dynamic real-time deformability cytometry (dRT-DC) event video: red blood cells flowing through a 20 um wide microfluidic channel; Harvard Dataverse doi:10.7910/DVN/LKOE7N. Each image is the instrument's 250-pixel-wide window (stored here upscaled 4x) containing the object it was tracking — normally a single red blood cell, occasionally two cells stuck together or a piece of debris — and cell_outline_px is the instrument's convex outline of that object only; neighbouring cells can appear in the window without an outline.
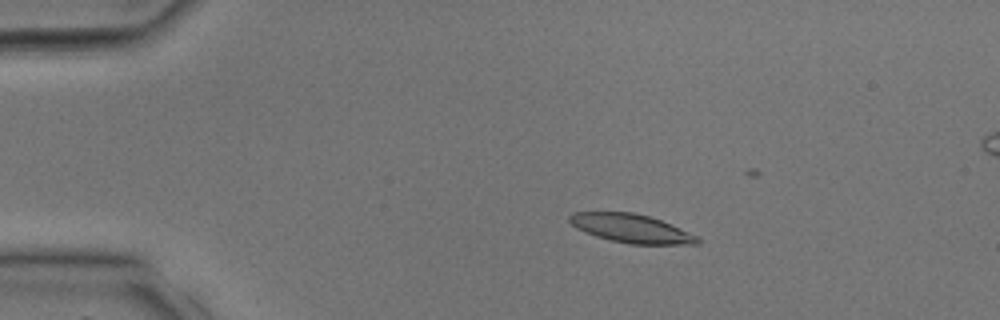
{"species": "common noctule bat (a hibernating species)", "species_latin": "Nyctalus noctula", "temperature_condition": "room temperature", "stored_images_in_passage": 12, "camera_frame_rate_fps": 3000, "um_per_image_px": 0.085, "animal": {"sex": "male", "body_mass_g": 17.9, "forearm_length_mm": 54.2}, "frame": {"image": 1, "passage_image": 7, "time_ms": 2.0, "image_size_px": [1000, 320], "cell_outline_px": [[700, 244], [628, 244], [596, 236], [584, 232], [576, 228], [568, 220], [568, 216], [572, 212], [632, 212], [648, 216], [660, 220], [696, 236], [700, 240]], "centroid_in_image_um": [53.59, 19.41], "position_along_channel_um": 31.4, "area_um2": 21.04}}